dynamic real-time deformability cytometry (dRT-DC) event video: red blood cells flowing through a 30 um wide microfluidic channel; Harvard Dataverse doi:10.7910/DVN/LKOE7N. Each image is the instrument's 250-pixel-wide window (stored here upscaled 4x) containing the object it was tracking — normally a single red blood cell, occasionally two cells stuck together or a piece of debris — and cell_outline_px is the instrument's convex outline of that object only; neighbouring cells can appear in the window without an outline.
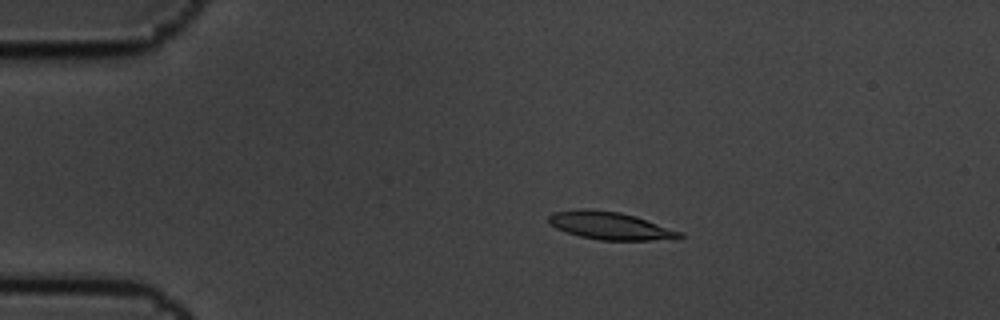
{"species": "common noctule bat (a hibernating species)", "species_latin": "Nyctalus noctula", "temperature_condition": "cold", "stored_images_in_passage": 11, "camera_frame_rate_fps": 3000, "um_per_image_px": 0.085, "animal": {"sex": "male", "body_mass_g": 19.5, "forearm_length_mm": 54.6}, "frame": {"image": 1, "passage_image": 3, "time_ms": 0.667, "image_size_px": [1000, 320], "cell_outline_px": [[684, 236], [680, 240], [600, 240], [580, 236], [556, 228], [548, 224], [548, 216], [552, 212], [584, 208], [620, 212], [636, 216], [684, 232]], "centroid_in_image_um": [51.93, 19.19], "position_along_channel_um": 33.1, "area_um2": 21.5}}
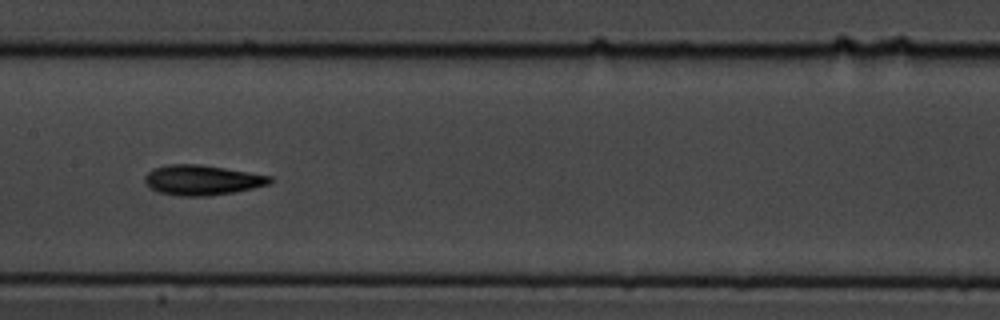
{"frame": {"image": 2, "passage_image": 8, "time_ms": 2.333, "image_size_px": [1000, 320], "cell_outline_px": [[276, 180], [268, 184], [236, 192], [208, 196], [180, 196], [160, 192], [152, 188], [144, 180], [144, 176], [152, 168], [168, 164], [200, 164], [272, 176]], "centroid_in_image_um": [17.2, 15.3], "position_along_channel_um": 190.2, "area_um2": 21.91}}
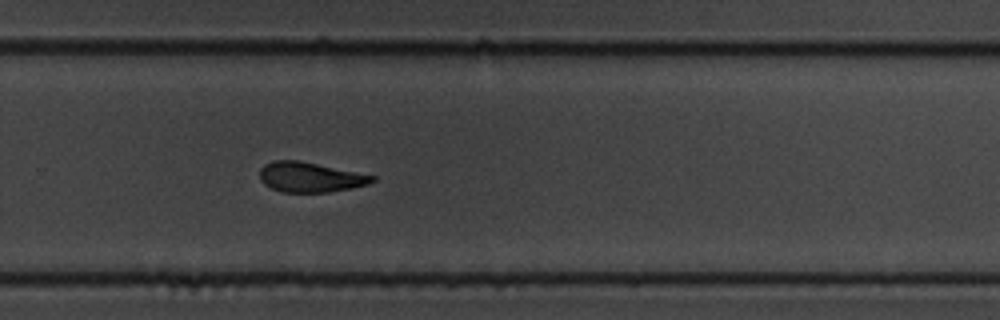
{"frame": {"image": 3, "passage_image": 11, "time_ms": 3.333, "image_size_px": [1000, 320], "cell_outline_px": [[376, 180], [368, 184], [352, 188], [328, 192], [280, 192], [264, 184], [260, 180], [260, 168], [264, 164], [272, 160], [300, 160], [376, 176]], "centroid_in_image_um": [26.35, 15.05], "position_along_channel_um": 303.5, "area_um2": 19.77}}